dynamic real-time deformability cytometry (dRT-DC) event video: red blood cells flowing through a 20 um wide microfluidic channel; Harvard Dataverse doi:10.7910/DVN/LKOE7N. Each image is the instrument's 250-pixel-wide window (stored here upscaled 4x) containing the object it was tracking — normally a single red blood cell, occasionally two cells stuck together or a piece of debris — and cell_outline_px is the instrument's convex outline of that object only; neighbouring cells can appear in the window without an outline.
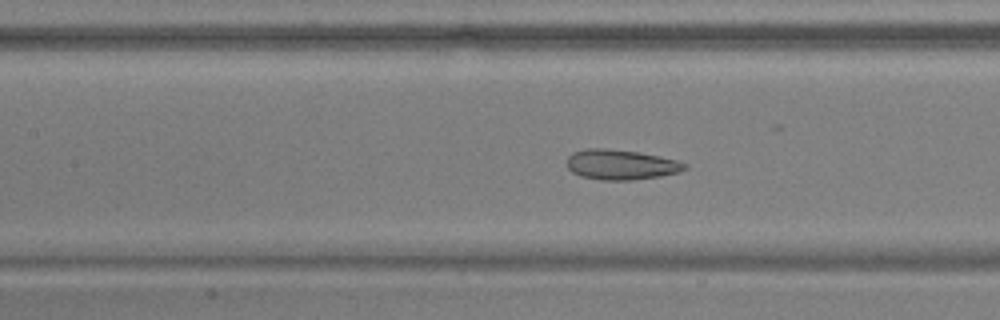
{"species": "common noctule bat (a hibernating species)", "species_latin": "Nyctalus noctula", "temperature_condition": "warm", "stored_images_in_passage": 43, "camera_frame_rate_fps": 3000, "um_per_image_px": 0.085, "animal": {"sex": "male", "body_mass_g": 17.9, "forearm_length_mm": 54.2}, "frame": {"image": 1, "passage_image": 13, "time_ms": 4.0, "image_size_px": [1000, 320], "cell_outline_px": [[688, 168], [680, 172], [660, 176], [632, 180], [600, 180], [580, 176], [572, 172], [568, 168], [568, 156], [572, 152], [588, 148], [604, 148], [640, 152], [660, 156], [676, 160], [688, 164]], "centroid_in_image_um": [52.8, 13.99], "position_along_channel_um": 154.6, "area_um2": 20.81}}
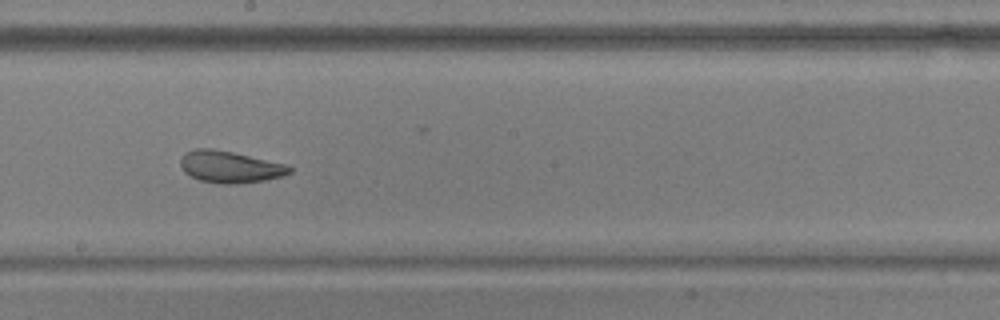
{"frame": {"image": 2, "passage_image": 19, "time_ms": 6.0, "image_size_px": [1000, 320], "cell_outline_px": [[292, 172], [284, 176], [264, 180], [240, 184], [220, 184], [200, 180], [184, 172], [180, 164], [180, 160], [184, 152], [196, 148], [212, 148], [232, 152], [288, 164], [292, 168]], "centroid_in_image_um": [19.56, 14.18], "position_along_channel_um": 228.6, "area_um2": 20.4}}
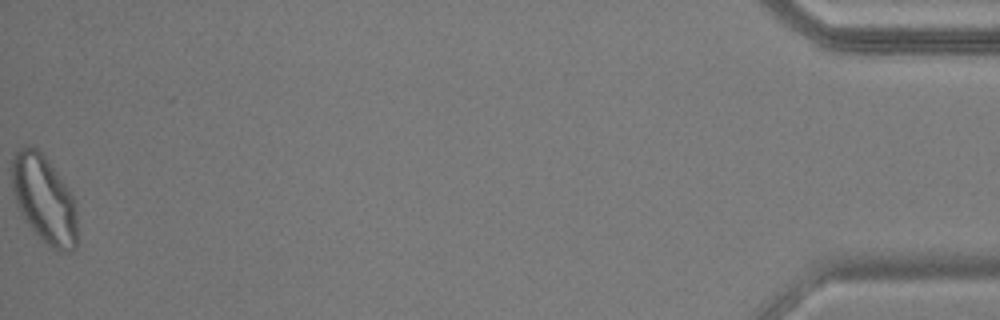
{"frame": {"image": 3, "passage_image": 43, "time_ms": 14.0, "image_size_px": [1000, 320], "cell_outline_px": [[76, 248], [68, 252], [60, 252], [52, 248], [24, 220], [16, 204], [12, 192], [12, 156], [20, 148], [32, 144], [44, 156], [68, 188], [72, 196], [76, 208]], "centroid_in_image_um": [3.73, 16.93], "position_along_channel_um": 431.5, "area_um2": 33.12}, "authors_computed_cell_mechanics": {"area_um2": 22.4842, "velocity_mm_per_s": 3.7164, "shape_relaxation_time_tau1_ms": 3.9569, "shape_relaxation_time_tau2_ms": 1.5375, "deformation_change_tau1": 0.107, "deformation_change_tau2": 0.0651}}